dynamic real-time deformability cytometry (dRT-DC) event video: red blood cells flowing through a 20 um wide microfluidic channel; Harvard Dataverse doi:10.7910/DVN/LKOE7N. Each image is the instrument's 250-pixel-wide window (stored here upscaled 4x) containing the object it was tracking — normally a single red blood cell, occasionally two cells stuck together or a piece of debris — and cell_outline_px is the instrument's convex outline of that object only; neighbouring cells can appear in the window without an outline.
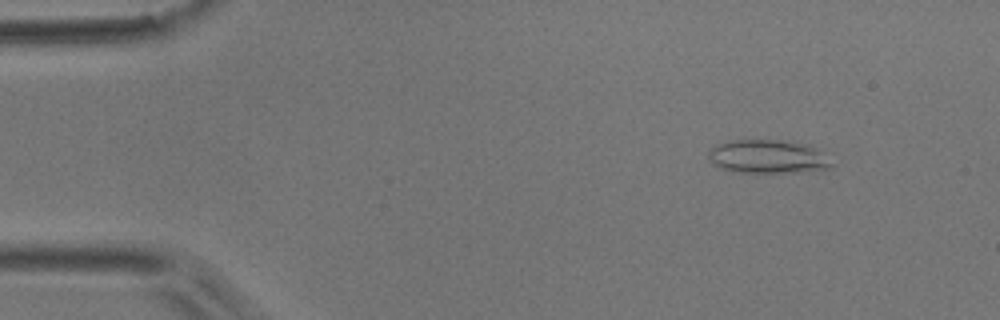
{"species": "common noctule bat (a hibernating species)", "species_latin": "Nyctalus noctula", "temperature_condition": "room temperature", "stored_images_in_passage": 51, "camera_frame_rate_fps": 3000, "um_per_image_px": 0.085, "animal": {"sex": "male", "body_mass_g": 17.9}, "frame": {"image": 1, "passage_image": 5, "time_ms": 1.333, "image_size_px": [1000, 320], "cell_outline_px": [[832, 168], [800, 172], [732, 172], [720, 168], [712, 164], [708, 160], [708, 148], [716, 144], [728, 140], [792, 140], [808, 144], [816, 148], [832, 164]], "centroid_in_image_um": [65.19, 13.3], "position_along_channel_um": 19.8, "area_um2": 24.45}}
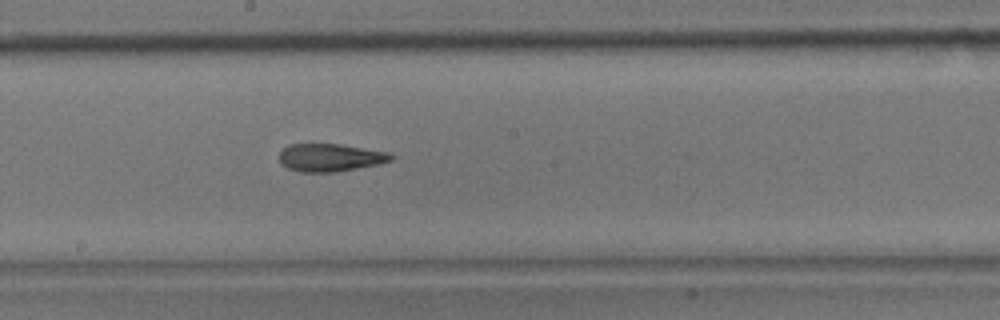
{"frame": {"image": 2, "passage_image": 27, "time_ms": 8.667, "image_size_px": [1000, 320], "cell_outline_px": [[396, 156], [392, 160], [380, 164], [336, 172], [300, 172], [288, 168], [280, 164], [280, 152], [288, 144], [340, 144], [388, 152]], "centroid_in_image_um": [28.08, 13.4], "position_along_channel_um": 220.1, "area_um2": 18.21}}
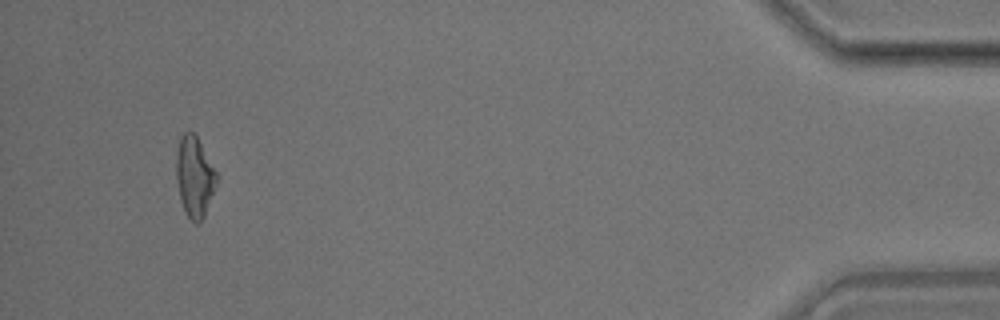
{"frame": {"image": 3, "passage_image": 48, "time_ms": 15.667, "image_size_px": [1000, 320], "cell_outline_px": [[216, 180], [204, 216], [200, 224], [196, 224], [184, 212], [180, 200], [176, 180], [176, 156], [180, 136], [184, 132], [192, 132], [196, 136], [216, 172]], "centroid_in_image_um": [16.49, 15.04], "position_along_channel_um": 418.7, "area_um2": 18.5}, "authors_computed_cell_mechanics": {"area_um2": 18.9006, "velocity_mm_per_s": 3.8716, "shape_relaxation_time_tau1_ms": 9.7771, "shape_relaxation_time_tau2_ms": 2.627, "deformation_change_tau1": 0.2388, "deformation_change_tau2": 0.1235}}